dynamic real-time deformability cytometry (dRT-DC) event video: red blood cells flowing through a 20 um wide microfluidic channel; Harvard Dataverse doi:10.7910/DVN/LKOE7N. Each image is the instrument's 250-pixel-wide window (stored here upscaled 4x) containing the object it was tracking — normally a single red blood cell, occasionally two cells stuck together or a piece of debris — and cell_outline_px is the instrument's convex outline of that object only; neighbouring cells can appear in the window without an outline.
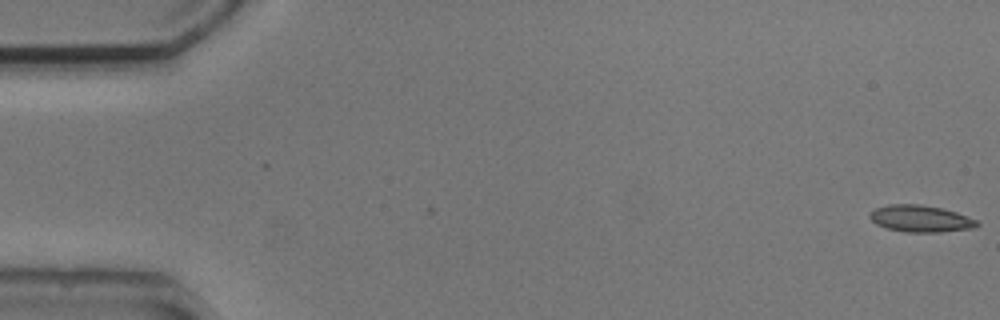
{"species": "common noctule bat (a hibernating species)", "species_latin": "Nyctalus noctula", "temperature_condition": "cold", "stored_images_in_passage": 10, "camera_frame_rate_fps": 3000, "um_per_image_px": 0.085, "animal": {"sex": "male", "body_mass_g": 20.5, "forearm_length_mm": 52.5}, "frame": {"image": 1, "passage_image": 1, "time_ms": 0.0, "image_size_px": [1000, 320], "cell_outline_px": [[980, 224], [976, 228], [940, 232], [904, 232], [888, 228], [876, 224], [868, 216], [876, 208], [888, 204], [920, 204], [944, 208], [956, 212], [976, 220]], "centroid_in_image_um": [78.27, 18.58], "position_along_channel_um": 6.7, "area_um2": 16.76}}